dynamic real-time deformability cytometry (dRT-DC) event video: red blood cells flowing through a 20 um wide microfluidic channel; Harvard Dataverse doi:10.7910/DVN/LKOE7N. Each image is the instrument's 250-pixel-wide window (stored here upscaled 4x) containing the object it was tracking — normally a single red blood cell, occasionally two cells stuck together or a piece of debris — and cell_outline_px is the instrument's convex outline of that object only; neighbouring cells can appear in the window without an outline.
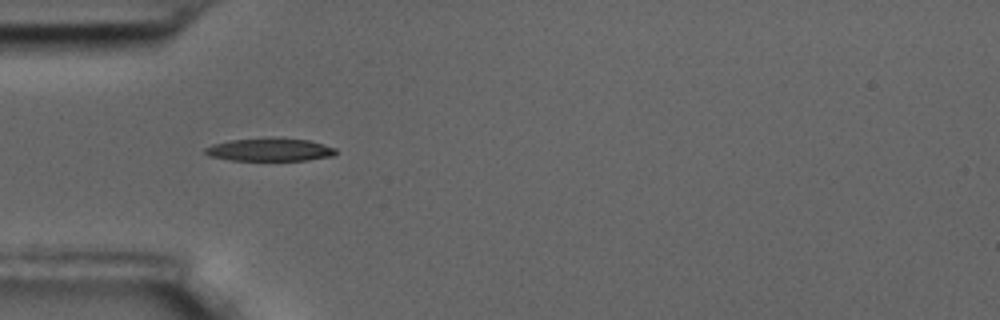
{"species": "common noctule bat (a hibernating species)", "species_latin": "Nyctalus noctula", "temperature_condition": "room temperature", "stored_images_in_passage": 41, "camera_frame_rate_fps": 3000, "um_per_image_px": 0.085, "animal": {"sex": "male", "body_mass_g": 17.5, "forearm_length_mm": 52.3}, "frame": {"image": 1, "passage_image": 1, "time_ms": 0.0, "image_size_px": [1000, 320], "cell_outline_px": [[336, 156], [304, 160], [228, 160], [208, 156], [204, 152], [204, 148], [212, 144], [228, 140], [308, 140], [336, 148]], "centroid_in_image_um": [22.9, 12.76], "position_along_channel_um": 62.1, "area_um2": 16.76}}
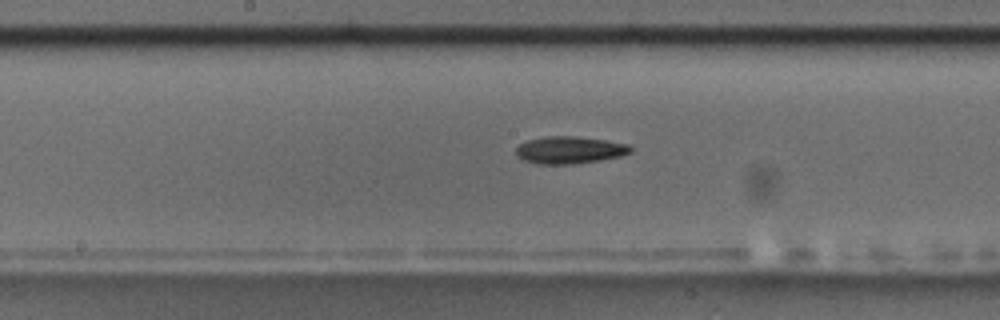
{"frame": {"image": 2, "passage_image": 13, "time_ms": 4.0, "image_size_px": [1000, 320], "cell_outline_px": [[632, 152], [620, 156], [600, 160], [572, 164], [536, 164], [524, 160], [516, 156], [516, 148], [520, 144], [528, 140], [548, 136], [576, 136], [604, 140], [628, 144], [632, 148]], "centroid_in_image_um": [48.41, 12.75], "position_along_channel_um": 199.8, "area_um2": 18.15}}
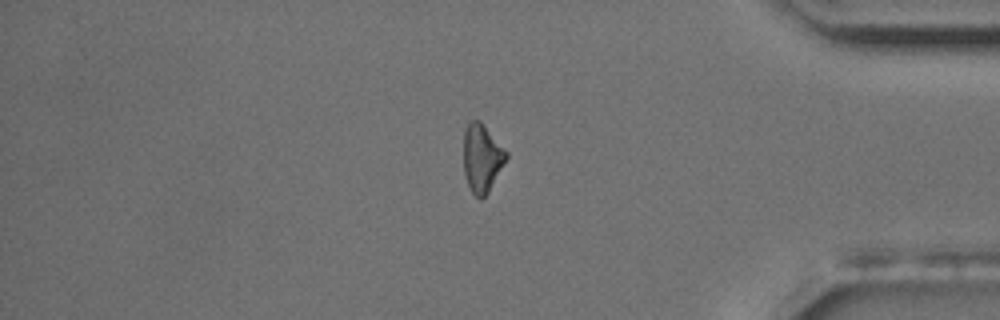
{"frame": {"image": 3, "passage_image": 32, "time_ms": 10.333, "image_size_px": [1000, 320], "cell_outline_px": [[508, 156], [488, 192], [480, 200], [472, 192], [468, 184], [464, 172], [464, 132], [468, 120], [480, 120], [508, 152]], "centroid_in_image_um": [40.96, 13.4], "position_along_channel_um": 394.2, "area_um2": 16.82}, "authors_computed_cell_mechanics": {"area_um2": 17.34, "velocity_mm_per_s": 3.4862, "shape_relaxation_time_tau1_ms": 4.0914, "shape_relaxation_time_tau2_ms": null, "deformation_change_tau1": 0.1573, "deformation_change_tau2": null}}